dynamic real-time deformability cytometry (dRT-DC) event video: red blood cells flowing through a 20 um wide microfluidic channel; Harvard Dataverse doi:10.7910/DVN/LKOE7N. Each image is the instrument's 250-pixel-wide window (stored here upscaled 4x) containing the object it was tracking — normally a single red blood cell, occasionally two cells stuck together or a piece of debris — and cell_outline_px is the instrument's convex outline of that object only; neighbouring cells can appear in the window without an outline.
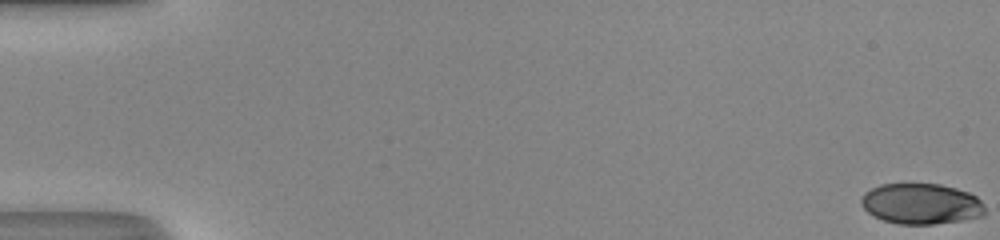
{"species": "human", "species_latin": "Homo sapiens", "temperature_condition": "room temperature", "stored_images_in_passage": 51, "camera_frame_rate_fps": 3000, "um_per_image_px": 0.085, "donor": {"sex": "male"}, "frame": {"image": 1, "passage_image": 1, "time_ms": 0.0, "image_size_px": [1000, 240], "cell_outline_px": [[984, 216], [960, 220], [932, 224], [896, 224], [884, 220], [868, 212], [860, 204], [860, 200], [864, 192], [880, 184], [940, 184], [956, 188], [968, 192], [976, 196], [980, 200], [984, 208]], "centroid_in_image_um": [78.28, 17.32], "position_along_channel_um": 6.7, "area_um2": 29.25}}
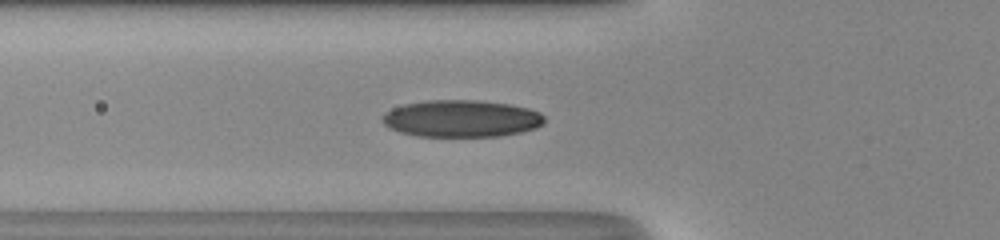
{"frame": {"image": 2, "passage_image": 20, "time_ms": 6.333, "image_size_px": [1000, 240], "cell_outline_px": [[544, 124], [536, 128], [520, 132], [500, 136], [416, 136], [400, 132], [388, 128], [380, 120], [384, 112], [392, 108], [404, 104], [428, 100], [476, 100], [508, 104], [528, 108], [540, 112], [544, 116]], "centroid_in_image_um": [39.19, 10.08], "position_along_channel_um": 86.6, "area_um2": 35.14}}
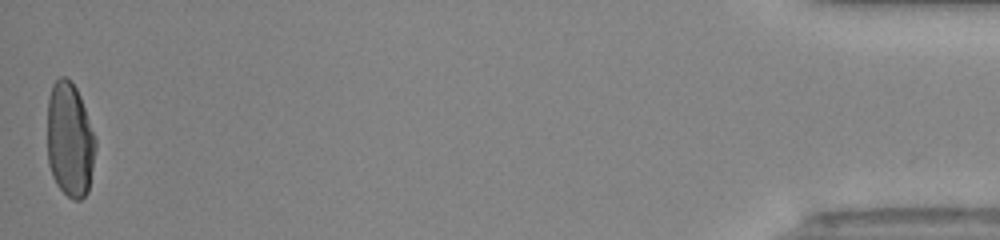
{"frame": {"image": 3, "passage_image": 51, "time_ms": 16.667, "image_size_px": [1000, 240], "cell_outline_px": [[96, 148], [88, 192], [80, 200], [72, 200], [56, 184], [52, 176], [48, 164], [48, 100], [52, 84], [60, 76], [64, 76], [76, 88], [80, 96], [96, 136]], "centroid_in_image_um": [5.94, 11.9], "position_along_channel_um": 429.3, "area_um2": 32.37}, "authors_computed_cell_mechanics": {"area_um2": 32.1368, "velocity_mm_per_s": 4.2214, "shape_relaxation_time_tau1_ms": 4.5796, "shape_relaxation_time_tau2_ms": null, "deformation_change_tau1": 0.1971, "deformation_change_tau2": null}}